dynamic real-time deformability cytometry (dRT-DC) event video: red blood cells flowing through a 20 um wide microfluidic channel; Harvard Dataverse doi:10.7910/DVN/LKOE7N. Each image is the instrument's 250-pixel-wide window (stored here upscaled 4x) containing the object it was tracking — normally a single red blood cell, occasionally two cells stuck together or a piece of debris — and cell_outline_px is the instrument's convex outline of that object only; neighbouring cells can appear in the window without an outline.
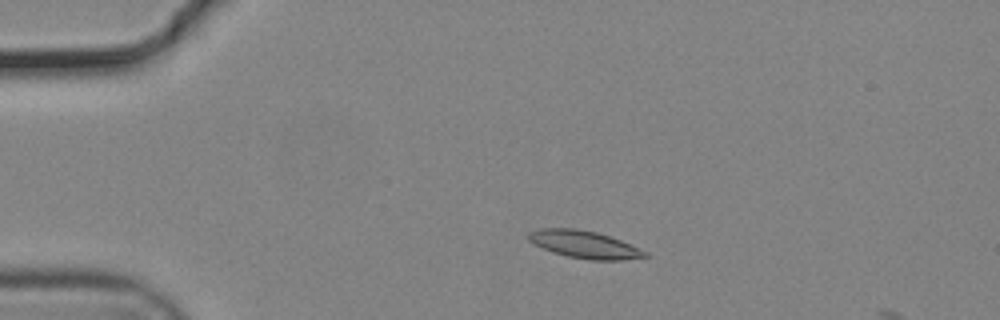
{"species": "common noctule bat (a hibernating species)", "species_latin": "Nyctalus noctula", "temperature_condition": "cold", "stored_images_in_passage": 13, "camera_frame_rate_fps": 3000, "um_per_image_px": 0.085, "animal": {"sex": "male", "body_mass_g": 19.2, "forearm_length_mm": 51.8}, "frame": {"image": 1, "passage_image": 9, "time_ms": 2.667, "image_size_px": [1000, 320], "cell_outline_px": [[648, 256], [624, 260], [588, 260], [568, 256], [552, 252], [532, 244], [528, 240], [528, 232], [540, 228], [576, 228], [596, 232], [620, 240], [648, 252]], "centroid_in_image_um": [49.63, 20.78], "position_along_channel_um": 35.4, "area_um2": 18.67}}